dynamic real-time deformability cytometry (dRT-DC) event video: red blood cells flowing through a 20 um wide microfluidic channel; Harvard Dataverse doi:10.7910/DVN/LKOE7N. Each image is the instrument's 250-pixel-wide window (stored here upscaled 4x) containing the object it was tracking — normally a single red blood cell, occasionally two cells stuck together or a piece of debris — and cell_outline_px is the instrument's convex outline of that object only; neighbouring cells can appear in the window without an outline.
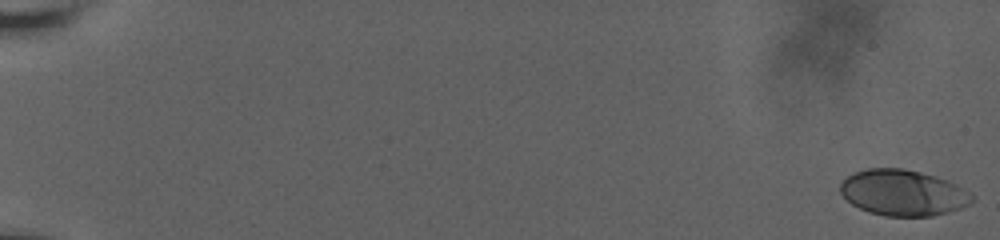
{"species": "human", "species_latin": "Homo sapiens", "temperature_condition": "room temperature", "stored_images_in_passage": 34, "camera_frame_rate_fps": 3000, "um_per_image_px": 0.085, "donor": {"sex": "male"}, "frame": {"image": 1, "passage_image": 1, "time_ms": 0.0, "image_size_px": [1000, 240], "cell_outline_px": [[972, 200], [968, 204], [960, 208], [948, 212], [932, 216], [884, 216], [868, 212], [852, 204], [840, 192], [840, 184], [848, 176], [856, 172], [868, 168], [904, 168], [936, 176], [948, 180], [956, 184], [968, 192], [972, 196]], "centroid_in_image_um": [76.74, 16.38], "position_along_channel_um": 8.3, "area_um2": 35.03}}
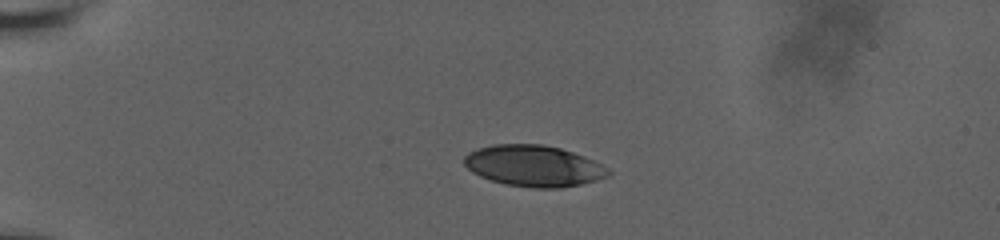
{"frame": {"image": 2, "passage_image": 25, "time_ms": 5.333, "image_size_px": [1000, 240], "cell_outline_px": [[612, 172], [608, 176], [596, 180], [580, 184], [560, 188], [532, 188], [504, 184], [480, 176], [472, 172], [464, 164], [464, 156], [468, 152], [476, 148], [492, 144], [540, 144], [560, 148], [584, 156], [608, 168]], "centroid_in_image_um": [45.34, 14.1], "position_along_channel_um": 39.7, "area_um2": 34.62}}